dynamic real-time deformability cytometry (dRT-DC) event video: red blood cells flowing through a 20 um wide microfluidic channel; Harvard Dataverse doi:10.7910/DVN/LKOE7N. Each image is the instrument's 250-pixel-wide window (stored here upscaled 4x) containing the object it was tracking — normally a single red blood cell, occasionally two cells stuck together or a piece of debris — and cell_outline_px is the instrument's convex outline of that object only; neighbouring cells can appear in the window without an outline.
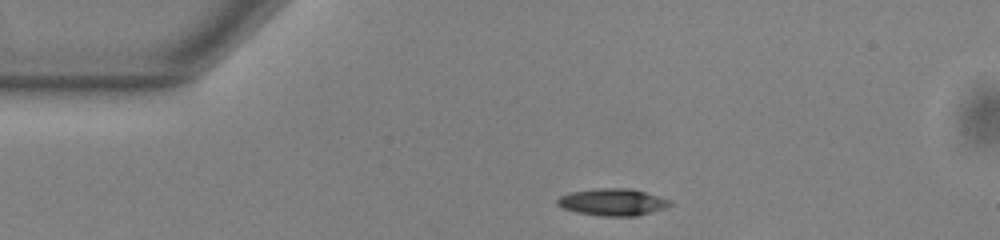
{"species": "common noctule bat (a hibernating species)", "species_latin": "Nyctalus noctula", "temperature_condition": "warm", "stored_images_in_passage": 7, "camera_frame_rate_fps": 3000, "um_per_image_px": 0.085, "animal": {"sex": "male", "body_mass_g": 13.0, "forearm_length_mm": 53.1}, "frame": {"image": 1, "passage_image": 1, "time_ms": 0.0, "image_size_px": [1000, 240], "cell_outline_px": [[672, 204], [664, 208], [636, 216], [600, 216], [576, 212], [564, 208], [556, 204], [556, 200], [560, 196], [568, 192], [596, 188], [632, 188], [672, 200]], "centroid_in_image_um": [52.06, 17.17], "position_along_channel_um": 32.9, "area_um2": 17.86}}